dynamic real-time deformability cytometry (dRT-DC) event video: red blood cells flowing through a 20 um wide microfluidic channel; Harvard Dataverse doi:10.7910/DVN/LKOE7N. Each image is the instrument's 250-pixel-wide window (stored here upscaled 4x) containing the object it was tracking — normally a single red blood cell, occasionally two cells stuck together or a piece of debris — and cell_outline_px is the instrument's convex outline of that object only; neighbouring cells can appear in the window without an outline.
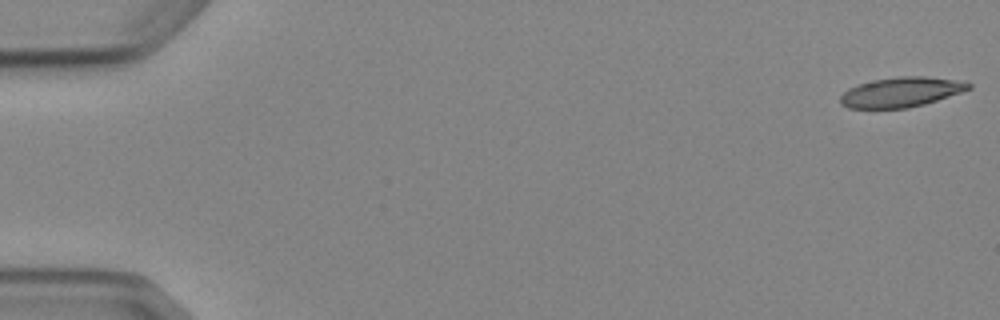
{"species": "Egyptian fruit bat (a non-hibernating species)", "species_latin": "Rousettus aegyptiacus", "temperature_condition": "cold", "stored_images_in_passage": 6, "camera_frame_rate_fps": 3000, "um_per_image_px": 0.085, "animal": {"sex": "female"}, "frame": {"image": 1, "passage_image": 1, "time_ms": 0.0, "image_size_px": [1000, 320], "cell_outline_px": [[972, 88], [924, 104], [908, 108], [848, 108], [840, 104], [840, 96], [848, 88], [856, 84], [876, 80], [900, 76], [924, 76], [964, 80], [972, 84]], "centroid_in_image_um": [76.6, 7.82], "position_along_channel_um": 8.4, "area_um2": 22.37}}
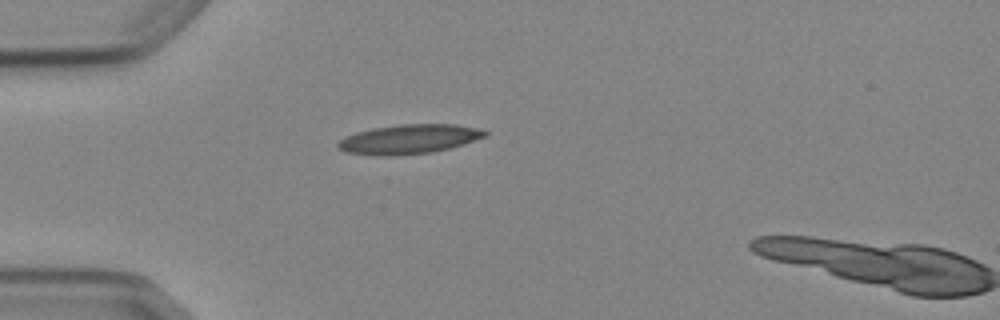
{"frame": {"image": 2, "passage_image": 5, "time_ms": 4.667, "image_size_px": [1000, 320], "cell_outline_px": [[488, 136], [464, 144], [432, 152], [392, 156], [376, 156], [344, 152], [336, 148], [336, 144], [344, 136], [356, 132], [372, 128], [400, 124], [456, 124], [476, 128], [488, 132]], "centroid_in_image_um": [34.72, 11.83], "position_along_channel_um": 50.3, "area_um2": 25.43}}